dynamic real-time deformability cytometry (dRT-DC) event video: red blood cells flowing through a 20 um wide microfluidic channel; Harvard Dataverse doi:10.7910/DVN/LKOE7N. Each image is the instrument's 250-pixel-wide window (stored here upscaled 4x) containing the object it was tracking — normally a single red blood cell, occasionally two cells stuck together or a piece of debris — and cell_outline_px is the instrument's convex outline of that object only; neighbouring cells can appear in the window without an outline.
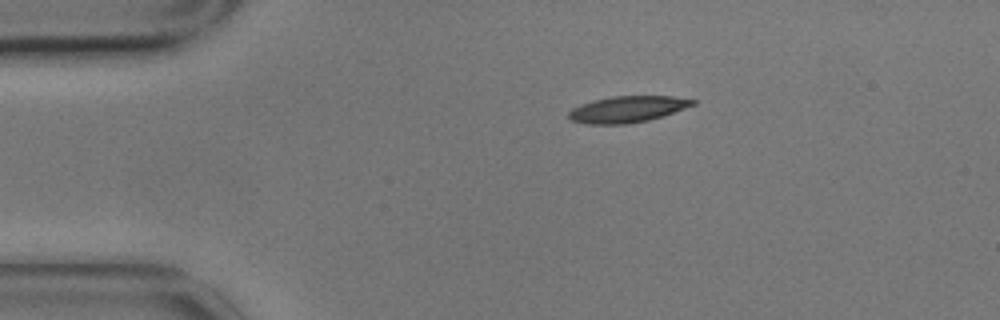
{"species": "common noctule bat (a hibernating species)", "species_latin": "Nyctalus noctula", "temperature_condition": "cold", "stored_images_in_passage": 7, "camera_frame_rate_fps": 3000, "um_per_image_px": 0.085, "animal": {"sex": "male", "body_mass_g": 17.9}, "frame": {"image": 1, "passage_image": 1, "time_ms": 0.0, "image_size_px": [1000, 320], "cell_outline_px": [[696, 104], [648, 120], [628, 124], [584, 124], [572, 120], [568, 116], [568, 112], [572, 108], [596, 100], [612, 96], [672, 96], [696, 100]], "centroid_in_image_um": [53.32, 9.29], "position_along_channel_um": 31.7, "area_um2": 18.73}}
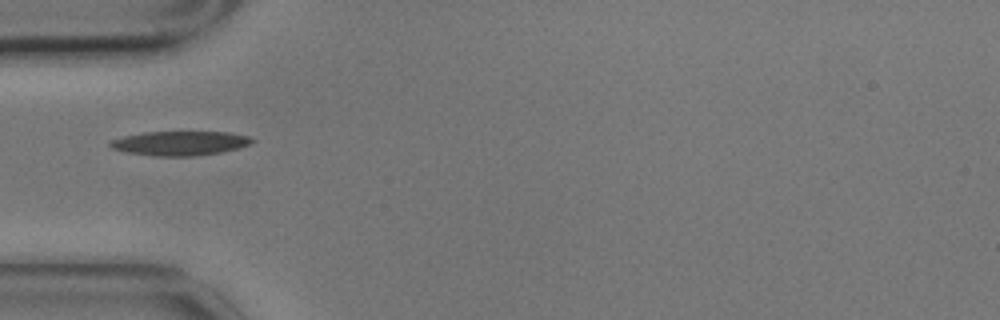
{"frame": {"image": 2, "passage_image": 3, "time_ms": 0.667, "image_size_px": [1000, 320], "cell_outline_px": [[256, 140], [252, 144], [240, 148], [220, 152], [192, 156], [152, 156], [128, 152], [112, 148], [108, 144], [108, 140], [124, 136], [144, 132], [228, 132], [248, 136]], "centroid_in_image_um": [15.31, 12.17], "position_along_channel_um": 69.7, "area_um2": 20.17}}